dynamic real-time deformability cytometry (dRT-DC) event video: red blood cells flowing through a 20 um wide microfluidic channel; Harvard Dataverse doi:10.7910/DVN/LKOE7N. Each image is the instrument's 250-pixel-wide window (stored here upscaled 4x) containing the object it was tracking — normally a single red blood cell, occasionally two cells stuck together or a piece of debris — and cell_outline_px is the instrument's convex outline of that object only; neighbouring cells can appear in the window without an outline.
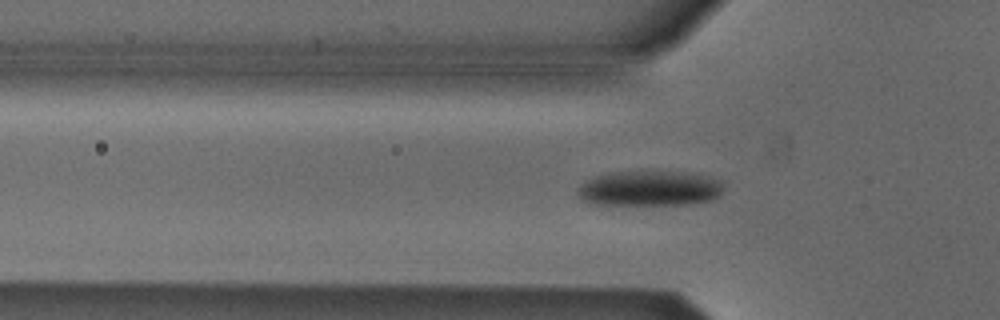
{"species": "Egyptian fruit bat (a non-hibernating species)", "species_latin": "Rousettus aegyptiacus", "temperature_condition": "cold", "stored_images_in_passage": 43, "camera_frame_rate_fps": 3000, "um_per_image_px": 0.085, "animal": {"sex": "male"}, "frame": {"image": 1, "passage_image": 6, "time_ms": 1.667, "image_size_px": [1000, 320], "cell_outline_px": [[724, 188], [720, 196], [712, 200], [692, 204], [588, 204], [576, 196], [580, 188], [588, 180], [596, 176], [616, 172], [672, 172], [700, 176], [720, 180]], "centroid_in_image_um": [55.21, 16.05], "position_along_channel_um": 70.6, "area_um2": 29.36}}
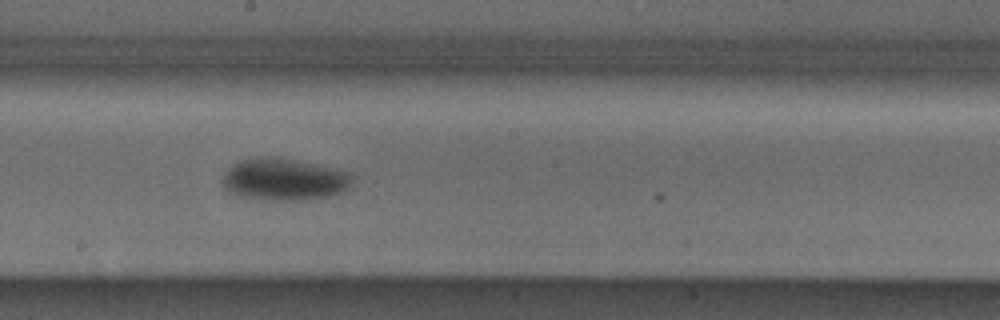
{"frame": {"image": 2, "passage_image": 18, "time_ms": 5.667, "image_size_px": [1000, 320], "cell_outline_px": [[352, 180], [348, 188], [344, 192], [328, 196], [300, 200], [272, 200], [236, 196], [228, 192], [224, 188], [224, 172], [232, 164], [240, 160], [256, 156], [276, 156], [348, 172], [352, 176]], "centroid_in_image_um": [24.09, 15.25], "position_along_channel_um": 224.1, "area_um2": 31.73}}
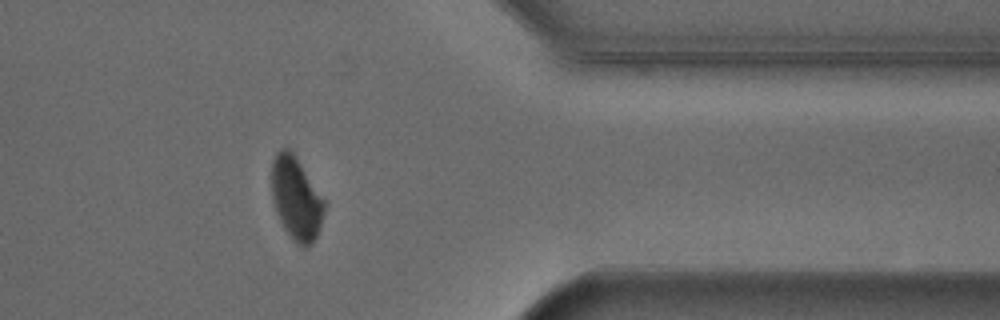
{"frame": {"image": 3, "passage_image": 32, "time_ms": 10.333, "image_size_px": [1000, 320], "cell_outline_px": [[324, 212], [320, 228], [312, 244], [304, 248], [284, 228], [276, 212], [272, 200], [272, 160], [276, 152], [280, 148], [288, 148], [292, 152], [324, 200]], "centroid_in_image_um": [25.15, 16.86], "position_along_channel_um": 386.2, "area_um2": 24.85}, "authors_computed_cell_mechanics": {"area_um2": 29.3046, "velocity_mm_per_s": 3.841, "shape_relaxation_time_tau1_ms": 2.7618, "shape_relaxation_time_tau2_ms": null, "deformation_change_tau1": 0.1168, "deformation_change_tau2": null}}